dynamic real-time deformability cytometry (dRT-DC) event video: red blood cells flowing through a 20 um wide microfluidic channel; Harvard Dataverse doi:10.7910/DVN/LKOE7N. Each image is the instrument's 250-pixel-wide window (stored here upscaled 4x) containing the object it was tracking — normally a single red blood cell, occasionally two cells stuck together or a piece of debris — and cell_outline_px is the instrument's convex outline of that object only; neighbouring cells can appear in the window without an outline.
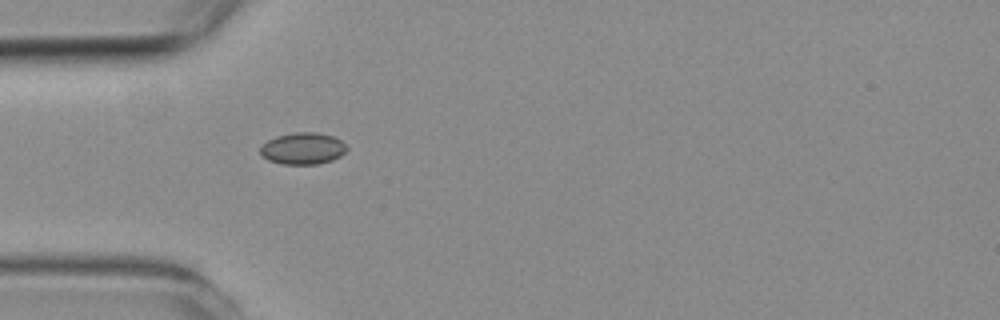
{"species": "common noctule bat (a hibernating species)", "species_latin": "Nyctalus noctula", "temperature_condition": "room temperature", "stored_images_in_passage": 1, "camera_frame_rate_fps": 3000, "um_per_image_px": 0.085, "animal": {"sex": "female", "body_mass_g": 19.3, "forearm_length_mm": 54.1}, "frame": {"image": 1, "passage_image": 1, "time_ms": 0.0, "image_size_px": [1000, 320], "cell_outline_px": [[348, 148], [340, 156], [332, 160], [316, 164], [280, 164], [268, 160], [260, 152], [260, 148], [268, 140], [276, 136], [296, 132], [316, 132], [332, 136], [340, 140]], "centroid_in_image_um": [25.74, 12.62], "position_along_channel_um": 59.3, "area_um2": 15.84}}